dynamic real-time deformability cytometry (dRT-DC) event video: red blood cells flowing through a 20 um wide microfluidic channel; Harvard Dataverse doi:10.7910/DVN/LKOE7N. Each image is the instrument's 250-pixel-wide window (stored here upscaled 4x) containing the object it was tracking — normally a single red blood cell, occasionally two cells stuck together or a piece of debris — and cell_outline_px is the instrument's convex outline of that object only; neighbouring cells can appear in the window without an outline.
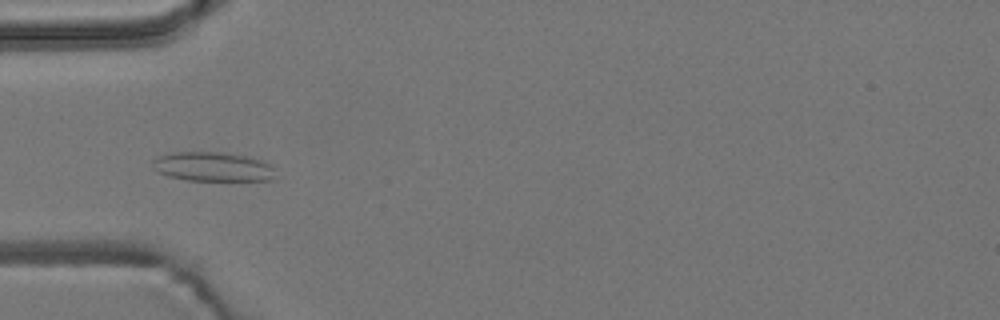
{"species": "common noctule bat (a hibernating species)", "species_latin": "Nyctalus noctula", "temperature_condition": "room temperature", "stored_images_in_passage": 55, "camera_frame_rate_fps": 3000, "um_per_image_px": 0.085, "animal": {"sex": "male", "body_mass_g": 19.2, "forearm_length_mm": 51.8}, "frame": {"image": 1, "passage_image": 17, "time_ms": 5.333, "image_size_px": [1000, 320], "cell_outline_px": [[272, 180], [188, 180], [168, 176], [152, 168], [152, 160], [156, 156], [172, 152], [224, 152], [248, 156], [260, 160], [268, 164], [272, 168]], "centroid_in_image_um": [18.0, 14.15], "position_along_channel_um": 67.0, "area_um2": 20.81}}
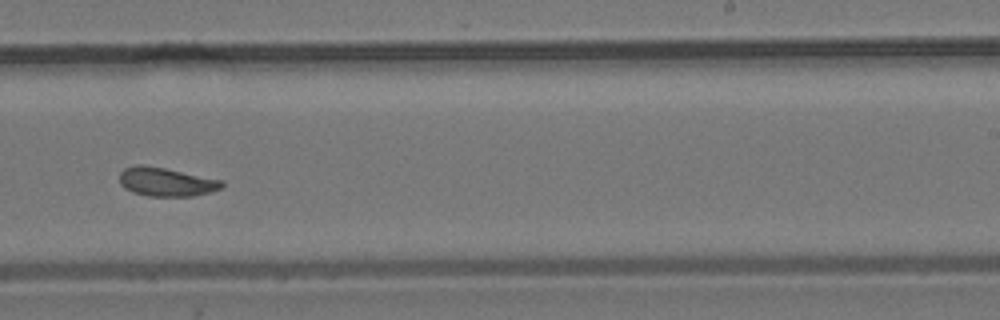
{"frame": {"image": 2, "passage_image": 34, "time_ms": 11.0, "image_size_px": [1000, 320], "cell_outline_px": [[224, 184], [220, 188], [208, 192], [192, 196], [148, 196], [132, 192], [124, 188], [120, 184], [120, 172], [124, 168], [136, 164], [144, 164], [224, 180]], "centroid_in_image_um": [14.09, 15.45], "position_along_channel_um": 274.9, "area_um2": 17.17}}
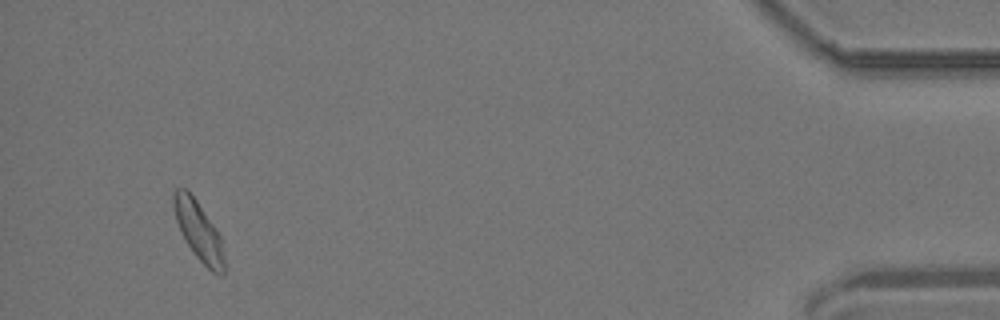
{"frame": {"image": 3, "passage_image": 52, "time_ms": 17.0, "image_size_px": [1000, 320], "cell_outline_px": [[224, 276], [220, 276], [212, 272], [196, 256], [180, 232], [176, 220], [172, 204], [172, 192], [176, 188], [188, 188], [216, 228], [220, 236], [224, 260]], "centroid_in_image_um": [16.86, 19.58], "position_along_channel_um": 418.3, "area_um2": 17.46}, "authors_computed_cell_mechanics": {"area_um2": 17.4556, "velocity_mm_per_s": 3.6756, "shape_relaxation_time_tau1_ms": null, "shape_relaxation_time_tau2_ms": 2.1371, "deformation_change_tau1": null, "deformation_change_tau2": 0.0745}}